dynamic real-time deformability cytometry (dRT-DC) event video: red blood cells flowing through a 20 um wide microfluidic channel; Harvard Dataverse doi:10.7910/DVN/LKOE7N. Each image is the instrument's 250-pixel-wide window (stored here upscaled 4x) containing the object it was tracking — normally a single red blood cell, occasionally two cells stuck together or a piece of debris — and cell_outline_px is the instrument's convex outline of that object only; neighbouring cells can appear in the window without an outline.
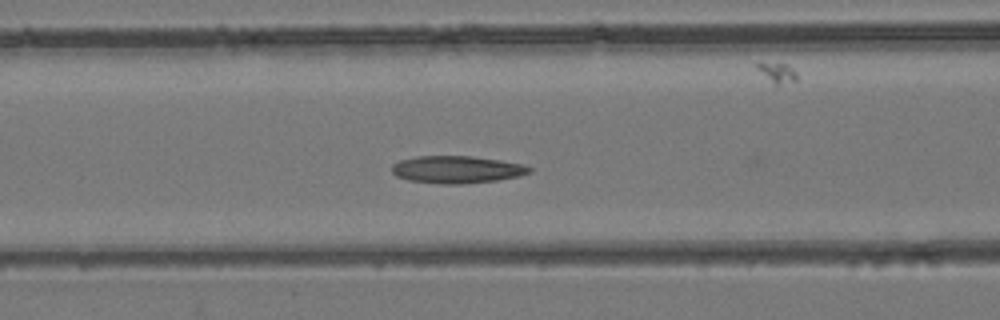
{"species": "common noctule bat (a hibernating species)", "species_latin": "Nyctalus noctula", "temperature_condition": "room temperature", "stored_images_in_passage": 43, "camera_frame_rate_fps": 3000, "um_per_image_px": 0.085, "animal": {"sex": "female", "body_mass_g": 24.6, "forearm_length_mm": 56.2}, "frame": {"image": 1, "passage_image": 17, "time_ms": 5.333, "image_size_px": [1000, 320], "cell_outline_px": [[532, 172], [520, 176], [496, 180], [460, 184], [440, 184], [408, 180], [396, 176], [392, 172], [392, 164], [400, 160], [416, 156], [472, 156], [500, 160], [524, 164], [532, 168]], "centroid_in_image_um": [38.84, 14.41], "position_along_channel_um": 127.8, "area_um2": 22.02}}
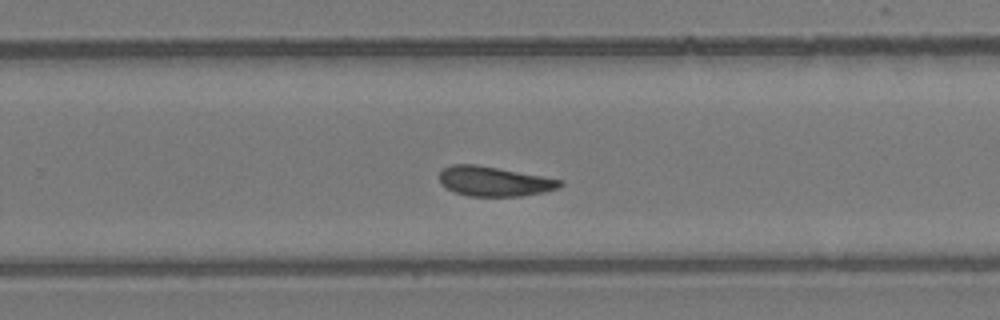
{"frame": {"image": 2, "passage_image": 28, "time_ms": 9.0, "image_size_px": [1000, 320], "cell_outline_px": [[564, 184], [560, 188], [544, 192], [520, 196], [468, 196], [456, 192], [440, 184], [440, 172], [444, 168], [452, 164], [476, 164], [540, 176], [560, 180]], "centroid_in_image_um": [41.99, 15.42], "position_along_channel_um": 287.8, "area_um2": 20.63}}
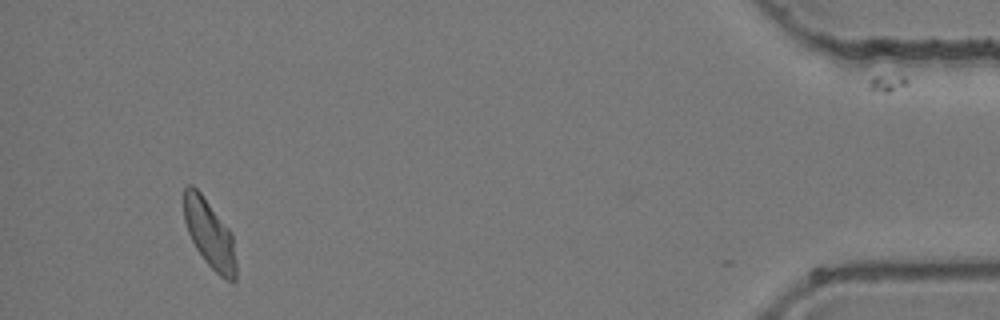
{"frame": {"image": 3, "passage_image": 42, "time_ms": 13.667, "image_size_px": [1000, 320], "cell_outline_px": [[236, 280], [228, 280], [220, 276], [204, 260], [196, 248], [188, 232], [184, 220], [184, 188], [188, 184], [192, 184], [200, 192], [232, 232], [236, 260]], "centroid_in_image_um": [17.81, 19.87], "position_along_channel_um": 417.4, "area_um2": 20.63}}